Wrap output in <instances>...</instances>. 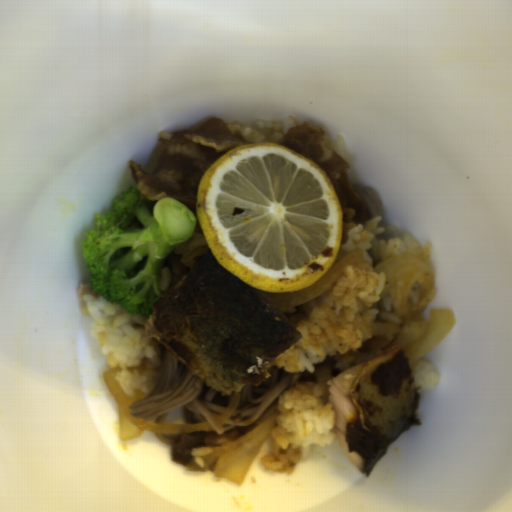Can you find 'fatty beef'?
I'll use <instances>...</instances> for the list:
<instances>
[{
  "label": "fatty beef",
  "instance_id": "fatty-beef-1",
  "mask_svg": "<svg viewBox=\"0 0 512 512\" xmlns=\"http://www.w3.org/2000/svg\"><path fill=\"white\" fill-rule=\"evenodd\" d=\"M237 129L230 131L223 118L211 117L202 124L173 133L161 131L158 158L152 173H144L137 161H128L134 189L153 216L157 201L170 197L186 205L195 217L192 235L180 242L161 263L159 287L163 298L193 265L210 250L203 233L197 197L199 184L212 165L238 147L252 145Z\"/></svg>",
  "mask_w": 512,
  "mask_h": 512
},
{
  "label": "fatty beef",
  "instance_id": "fatty-beef-2",
  "mask_svg": "<svg viewBox=\"0 0 512 512\" xmlns=\"http://www.w3.org/2000/svg\"><path fill=\"white\" fill-rule=\"evenodd\" d=\"M324 130L313 128L309 123L290 128L281 138V144L318 165L330 180L338 198L343 231L341 244H344L349 233L360 223L372 219V211L355 193L349 179L348 162L335 150L322 160Z\"/></svg>",
  "mask_w": 512,
  "mask_h": 512
},
{
  "label": "fatty beef",
  "instance_id": "fatty-beef-3",
  "mask_svg": "<svg viewBox=\"0 0 512 512\" xmlns=\"http://www.w3.org/2000/svg\"><path fill=\"white\" fill-rule=\"evenodd\" d=\"M390 341L384 336H369L366 341L354 351L343 354H329L319 364L313 365V372L303 371L300 382L316 383L320 389L318 400L320 404L330 401L328 382L347 369L369 361L383 354Z\"/></svg>",
  "mask_w": 512,
  "mask_h": 512
},
{
  "label": "fatty beef",
  "instance_id": "fatty-beef-4",
  "mask_svg": "<svg viewBox=\"0 0 512 512\" xmlns=\"http://www.w3.org/2000/svg\"><path fill=\"white\" fill-rule=\"evenodd\" d=\"M242 435H244L243 430L238 428L226 430L223 433H215L212 430L180 432V436L173 443L171 450L173 462L188 465L194 460L200 467H204L202 456Z\"/></svg>",
  "mask_w": 512,
  "mask_h": 512
},
{
  "label": "fatty beef",
  "instance_id": "fatty-beef-5",
  "mask_svg": "<svg viewBox=\"0 0 512 512\" xmlns=\"http://www.w3.org/2000/svg\"><path fill=\"white\" fill-rule=\"evenodd\" d=\"M318 296L303 304L293 308H279L291 325L298 327L302 321L308 320L314 312L315 306L318 304Z\"/></svg>",
  "mask_w": 512,
  "mask_h": 512
},
{
  "label": "fatty beef",
  "instance_id": "fatty-beef-6",
  "mask_svg": "<svg viewBox=\"0 0 512 512\" xmlns=\"http://www.w3.org/2000/svg\"><path fill=\"white\" fill-rule=\"evenodd\" d=\"M273 361L269 365L258 369L252 375H250L248 378L243 380V385L256 386V385L264 382L266 379H268L271 374L269 369L272 366Z\"/></svg>",
  "mask_w": 512,
  "mask_h": 512
}]
</instances>
